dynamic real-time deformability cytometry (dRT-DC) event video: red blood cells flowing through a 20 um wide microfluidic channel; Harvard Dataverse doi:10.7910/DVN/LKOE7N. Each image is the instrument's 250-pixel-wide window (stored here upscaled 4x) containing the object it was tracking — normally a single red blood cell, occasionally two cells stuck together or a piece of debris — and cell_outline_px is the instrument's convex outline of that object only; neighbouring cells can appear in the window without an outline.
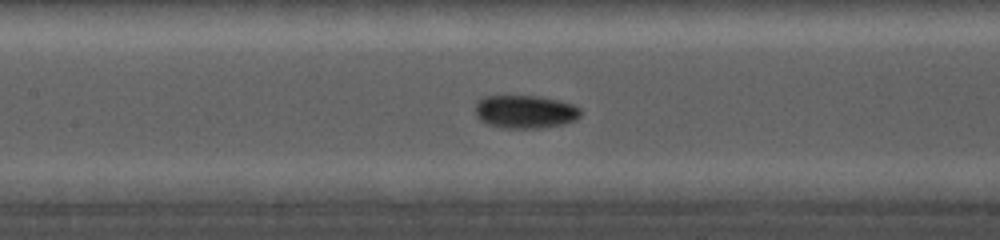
{"species": "common noctule bat (a hibernating species)", "species_latin": "Nyctalus noctula", "temperature_condition": "cold", "stored_images_in_passage": 21, "camera_frame_rate_fps": 5000, "um_per_image_px": 0.085, "animal": {"sex": "female", "body_mass_g": 19.0, "forearm_length_mm": 56.7}, "frame": {"image": 1, "passage_image": 21, "time_ms": 8.2, "image_size_px": [1000, 240], "cell_outline_px": [[580, 116], [576, 120], [564, 124], [536, 128], [504, 128], [488, 124], [480, 120], [476, 116], [476, 104], [484, 96], [540, 96], [560, 100], [572, 104], [580, 108]], "centroid_in_image_um": [44.66, 9.49], "position_along_channel_um": 162.7, "area_um2": 20.35}}